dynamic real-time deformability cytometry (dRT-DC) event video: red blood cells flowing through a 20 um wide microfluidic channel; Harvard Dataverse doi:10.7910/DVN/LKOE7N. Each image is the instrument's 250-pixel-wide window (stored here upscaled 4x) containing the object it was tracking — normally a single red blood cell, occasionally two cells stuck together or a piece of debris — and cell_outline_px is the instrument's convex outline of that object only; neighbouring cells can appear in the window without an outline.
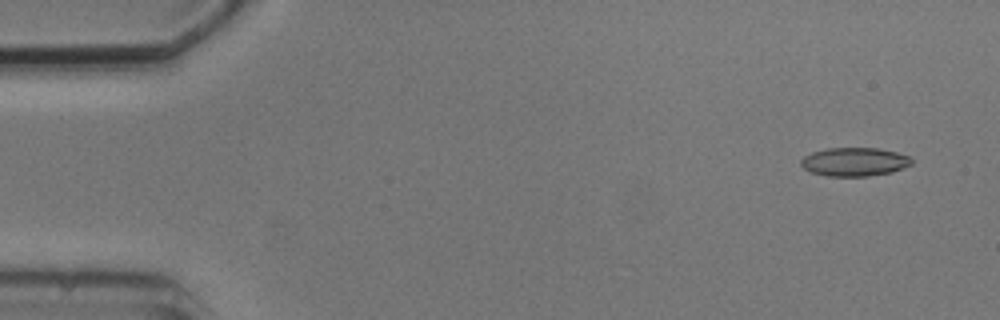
{"species": "common noctule bat (a hibernating species)", "species_latin": "Nyctalus noctula", "temperature_condition": "cold", "stored_images_in_passage": 6, "camera_frame_rate_fps": 3000, "um_per_image_px": 0.085, "animal": {"sex": "male", "body_mass_g": 20.5, "forearm_length_mm": 52.5}, "frame": {"image": 1, "passage_image": 1, "time_ms": 0.0, "image_size_px": [1000, 320], "cell_outline_px": [[912, 164], [904, 168], [892, 172], [868, 176], [828, 176], [812, 172], [804, 168], [800, 164], [800, 160], [804, 156], [812, 152], [828, 148], [876, 148], [896, 152], [912, 156]], "centroid_in_image_um": [72.65, 13.75], "position_along_channel_um": 12.3, "area_um2": 18.5}}
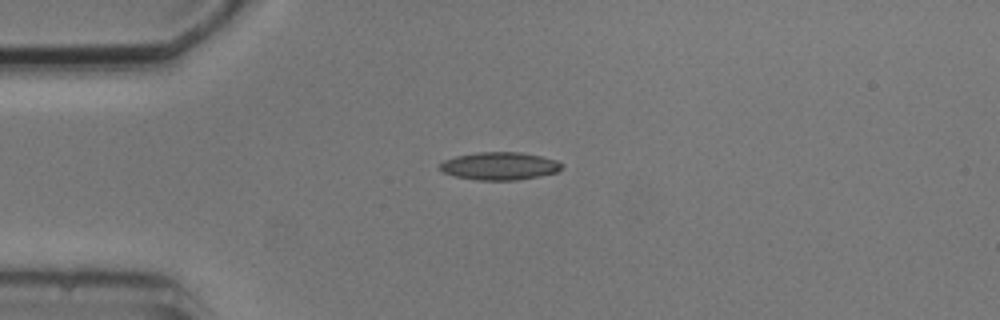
{"frame": {"image": 2, "passage_image": 4, "time_ms": 3.333, "image_size_px": [1000, 320], "cell_outline_px": [[564, 168], [556, 172], [540, 176], [516, 180], [476, 180], [456, 176], [444, 172], [440, 168], [440, 164], [444, 160], [456, 156], [476, 152], [520, 152], [540, 156], [556, 160], [564, 164]], "centroid_in_image_um": [42.5, 14.11], "position_along_channel_um": 42.5, "area_um2": 19.71}}